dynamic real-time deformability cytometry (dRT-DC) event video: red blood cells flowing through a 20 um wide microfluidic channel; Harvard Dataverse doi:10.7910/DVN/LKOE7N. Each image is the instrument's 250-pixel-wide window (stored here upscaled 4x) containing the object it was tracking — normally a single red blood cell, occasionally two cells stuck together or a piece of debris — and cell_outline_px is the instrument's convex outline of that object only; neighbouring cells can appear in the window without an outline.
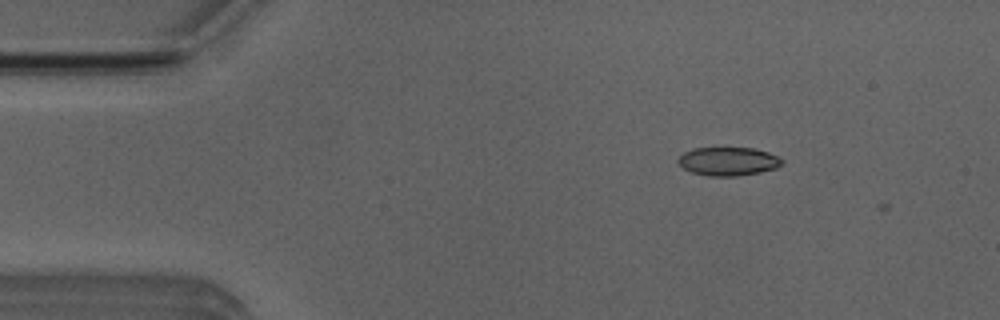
{"species": "Egyptian fruit bat (a non-hibernating species)", "species_latin": "Rousettus aegyptiacus", "temperature_condition": "room temperature", "stored_images_in_passage": 3, "camera_frame_rate_fps": 3000, "um_per_image_px": 0.085, "animal": {"sex": "male"}, "frame": {"image": 1, "passage_image": 2, "time_ms": 0.333, "image_size_px": [1000, 320], "cell_outline_px": [[784, 164], [776, 168], [760, 172], [736, 176], [708, 176], [692, 172], [684, 168], [676, 160], [684, 152], [692, 148], [756, 148], [768, 152], [784, 160]], "centroid_in_image_um": [61.91, 13.71], "position_along_channel_um": 23.1, "area_um2": 17.28}}